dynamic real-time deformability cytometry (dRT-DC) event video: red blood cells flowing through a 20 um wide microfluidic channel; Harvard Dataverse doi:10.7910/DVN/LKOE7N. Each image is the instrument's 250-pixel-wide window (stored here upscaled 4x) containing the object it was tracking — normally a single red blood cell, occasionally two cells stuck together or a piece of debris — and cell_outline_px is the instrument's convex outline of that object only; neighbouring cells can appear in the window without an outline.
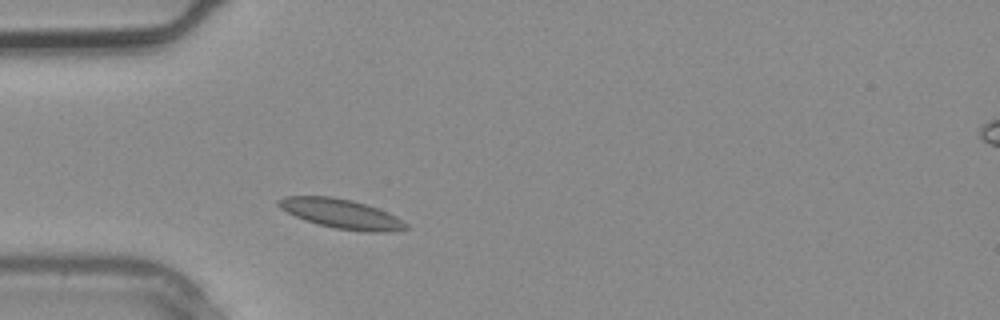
{"species": "common noctule bat (a hibernating species)", "species_latin": "Nyctalus noctula", "temperature_condition": "warm", "stored_images_in_passage": 1, "camera_frame_rate_fps": 3000, "um_per_image_px": 0.085, "animal": {"sex": "male", "body_mass_g": 20.4}, "frame": {"image": 1, "passage_image": 1, "time_ms": 0.0, "image_size_px": [1000, 320], "cell_outline_px": [[408, 228], [392, 232], [368, 232], [336, 228], [316, 224], [304, 220], [280, 208], [276, 204], [276, 200], [284, 196], [332, 196], [352, 200], [388, 212], [404, 220], [408, 224]], "centroid_in_image_um": [29.01, 18.17], "position_along_channel_um": 56.0, "area_um2": 21.96}}